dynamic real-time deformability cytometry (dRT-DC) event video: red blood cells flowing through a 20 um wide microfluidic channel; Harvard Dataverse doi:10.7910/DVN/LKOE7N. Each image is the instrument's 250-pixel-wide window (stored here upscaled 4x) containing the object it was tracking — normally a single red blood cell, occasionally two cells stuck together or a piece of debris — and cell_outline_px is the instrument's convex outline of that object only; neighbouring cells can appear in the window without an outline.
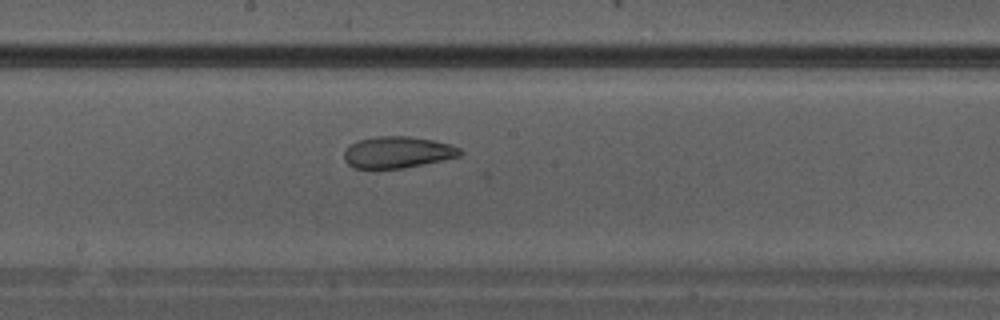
{"species": "Egyptian fruit bat (a non-hibernating species)", "species_latin": "Rousettus aegyptiacus", "temperature_condition": "warm", "stored_images_in_passage": 9, "camera_frame_rate_fps": 3000, "um_per_image_px": 0.085, "animal": {"sex": "male"}, "frame": {"image": 1, "passage_image": 7, "time_ms": 2.0, "image_size_px": [1000, 320], "cell_outline_px": [[464, 152], [460, 156], [404, 168], [356, 168], [348, 164], [344, 160], [344, 152], [348, 144], [356, 140], [376, 136], [408, 136], [432, 140], [448, 144], [460, 148]], "centroid_in_image_um": [33.75, 12.93], "position_along_channel_um": 214.4, "area_um2": 21.33}}
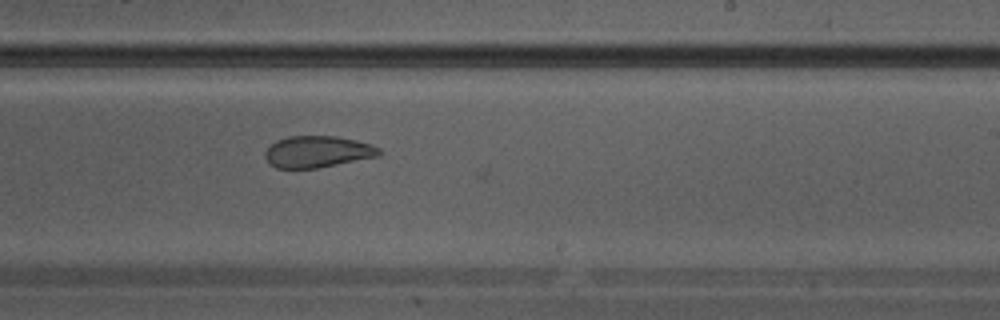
{"frame": {"image": 2, "passage_image": 9, "time_ms": 2.667, "image_size_px": [1000, 320], "cell_outline_px": [[380, 156], [316, 168], [276, 168], [268, 164], [264, 156], [264, 152], [276, 140], [288, 136], [336, 136], [356, 140], [372, 144], [380, 148]], "centroid_in_image_um": [26.97, 12.89], "position_along_channel_um": 262.0, "area_um2": 21.1}}